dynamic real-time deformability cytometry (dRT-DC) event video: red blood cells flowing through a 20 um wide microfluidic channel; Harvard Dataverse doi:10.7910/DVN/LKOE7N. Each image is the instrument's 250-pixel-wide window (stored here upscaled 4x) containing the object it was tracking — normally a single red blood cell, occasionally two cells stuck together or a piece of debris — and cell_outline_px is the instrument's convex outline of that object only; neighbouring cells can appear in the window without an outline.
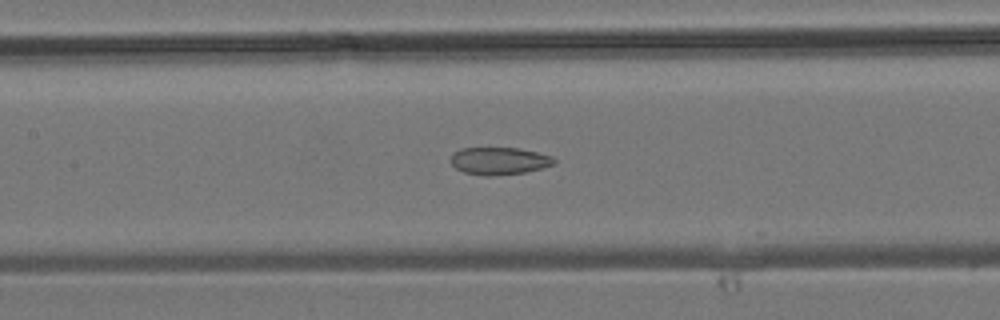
{"species": "common noctule bat (a hibernating species)", "species_latin": "Nyctalus noctula", "temperature_condition": "room temperature", "stored_images_in_passage": 31, "camera_frame_rate_fps": 3000, "um_per_image_px": 0.085, "animal": {"sex": "male", "body_mass_g": 19.2, "forearm_length_mm": 51.8}, "frame": {"image": 1, "passage_image": 7, "time_ms": 2.0, "image_size_px": [1000, 320], "cell_outline_px": [[556, 160], [552, 164], [540, 168], [524, 172], [488, 176], [464, 172], [456, 168], [452, 164], [452, 152], [460, 148], [520, 148], [552, 156]], "centroid_in_image_um": [42.4, 13.66], "position_along_channel_um": 165.0, "area_um2": 16.24}}
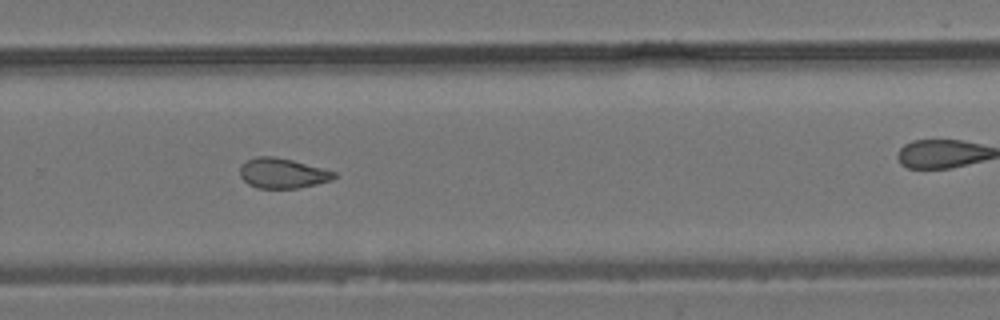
{"frame": {"image": 2, "passage_image": 16, "time_ms": 5.0, "image_size_px": [1000, 320], "cell_outline_px": [[336, 176], [332, 180], [300, 188], [256, 188], [248, 184], [240, 176], [240, 164], [256, 156], [276, 156], [292, 160], [336, 172]], "centroid_in_image_um": [23.99, 14.72], "position_along_channel_um": 305.8, "area_um2": 16.53}}
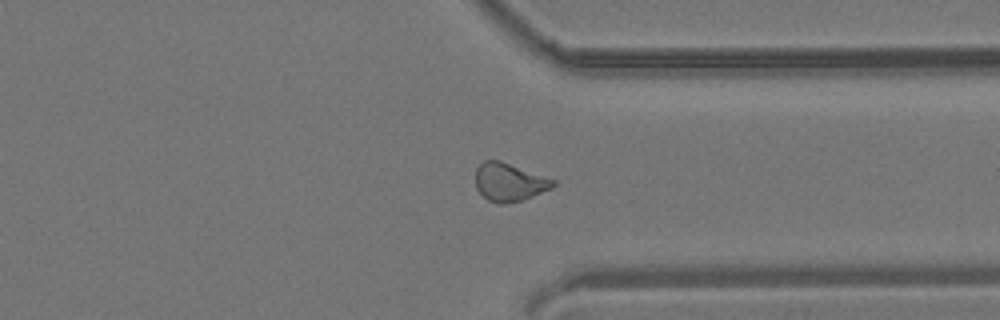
{"frame": {"image": 3, "passage_image": 20, "time_ms": 6.333, "image_size_px": [1000, 320], "cell_outline_px": [[556, 184], [552, 188], [532, 196], [520, 200], [500, 204], [488, 200], [476, 188], [476, 168], [484, 160], [500, 160], [556, 180]], "centroid_in_image_um": [43.29, 15.46], "position_along_channel_um": 368.1, "area_um2": 17.05}}